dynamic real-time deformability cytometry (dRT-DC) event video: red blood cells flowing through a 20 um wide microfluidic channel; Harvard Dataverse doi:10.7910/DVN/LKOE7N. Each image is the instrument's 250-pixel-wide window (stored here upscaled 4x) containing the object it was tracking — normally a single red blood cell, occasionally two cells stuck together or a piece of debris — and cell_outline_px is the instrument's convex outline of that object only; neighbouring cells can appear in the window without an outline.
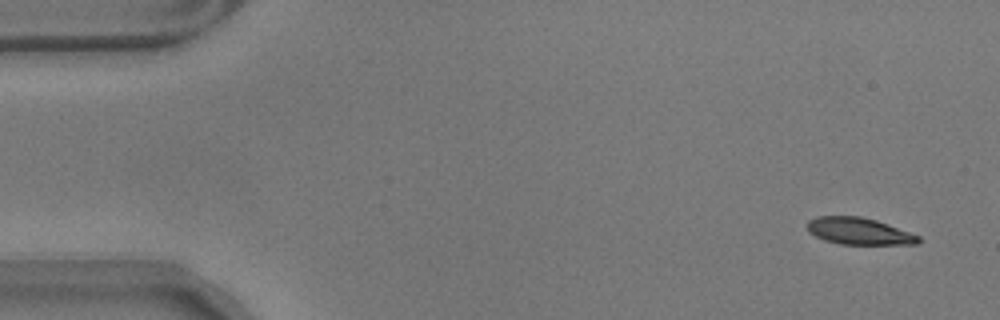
{"species": "common noctule bat (a hibernating species)", "species_latin": "Nyctalus noctula", "temperature_condition": "warm", "stored_images_in_passage": 16, "camera_frame_rate_fps": 3000, "um_per_image_px": 0.085, "animal": {"sex": "male", "body_mass_g": 17.9}, "frame": {"image": 1, "passage_image": 3, "time_ms": 0.667, "image_size_px": [1000, 320], "cell_outline_px": [[920, 244], [840, 244], [824, 240], [808, 232], [808, 220], [816, 216], [860, 216], [876, 220], [888, 224], [920, 236]], "centroid_in_image_um": [73.01, 19.65], "position_along_channel_um": 12.0, "area_um2": 17.4}}